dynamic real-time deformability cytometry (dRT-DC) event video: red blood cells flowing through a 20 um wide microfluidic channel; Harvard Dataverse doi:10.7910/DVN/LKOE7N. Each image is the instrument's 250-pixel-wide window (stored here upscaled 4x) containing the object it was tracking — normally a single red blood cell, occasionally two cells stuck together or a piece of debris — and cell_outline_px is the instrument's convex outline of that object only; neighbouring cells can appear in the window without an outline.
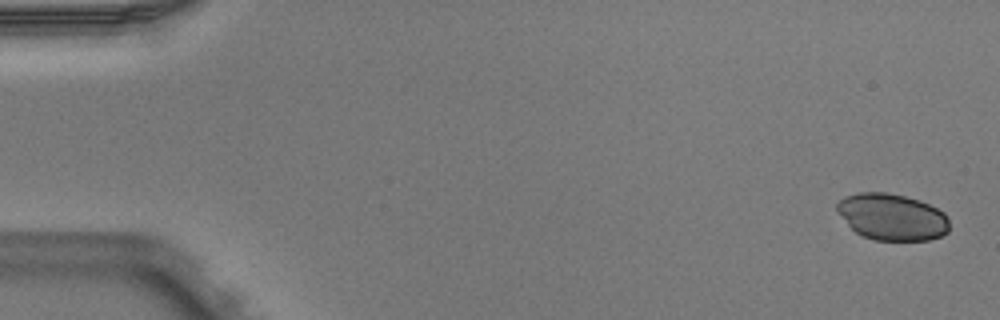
{"species": "Egyptian fruit bat (a non-hibernating species)", "species_latin": "Rousettus aegyptiacus", "temperature_condition": "warm", "stored_images_in_passage": 7, "camera_frame_rate_fps": 3000, "um_per_image_px": 0.085, "animal": {"sex": "male"}, "frame": {"image": 1, "passage_image": 1, "time_ms": 0.0, "image_size_px": [1000, 320], "cell_outline_px": [[948, 232], [940, 236], [928, 240], [876, 240], [864, 236], [856, 232], [848, 224], [836, 208], [836, 204], [844, 196], [860, 192], [884, 192], [904, 196], [920, 200], [944, 212], [948, 220]], "centroid_in_image_um": [75.83, 18.43], "position_along_channel_um": 9.2, "area_um2": 30.23}}
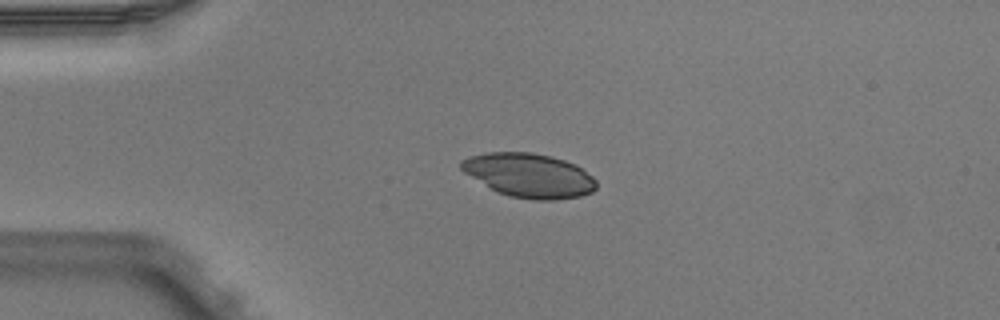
{"frame": {"image": 2, "passage_image": 4, "time_ms": 1.0, "image_size_px": [1000, 320], "cell_outline_px": [[596, 188], [592, 192], [580, 196], [556, 200], [532, 200], [508, 196], [496, 192], [464, 172], [460, 168], [460, 160], [468, 156], [484, 152], [532, 152], [552, 156], [576, 164], [592, 176], [596, 180]], "centroid_in_image_um": [44.96, 14.9], "position_along_channel_um": 40.0, "area_um2": 35.03}}